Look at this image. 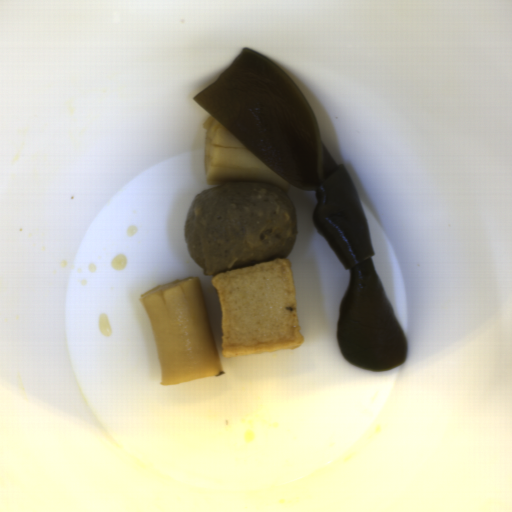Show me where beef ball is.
<instances>
[{
  "label": "beef ball",
  "instance_id": "c3f7d807",
  "mask_svg": "<svg viewBox=\"0 0 512 512\" xmlns=\"http://www.w3.org/2000/svg\"><path fill=\"white\" fill-rule=\"evenodd\" d=\"M298 215L286 192L264 182H229L195 196L185 219L190 257L207 277L286 258Z\"/></svg>",
  "mask_w": 512,
  "mask_h": 512
}]
</instances>
